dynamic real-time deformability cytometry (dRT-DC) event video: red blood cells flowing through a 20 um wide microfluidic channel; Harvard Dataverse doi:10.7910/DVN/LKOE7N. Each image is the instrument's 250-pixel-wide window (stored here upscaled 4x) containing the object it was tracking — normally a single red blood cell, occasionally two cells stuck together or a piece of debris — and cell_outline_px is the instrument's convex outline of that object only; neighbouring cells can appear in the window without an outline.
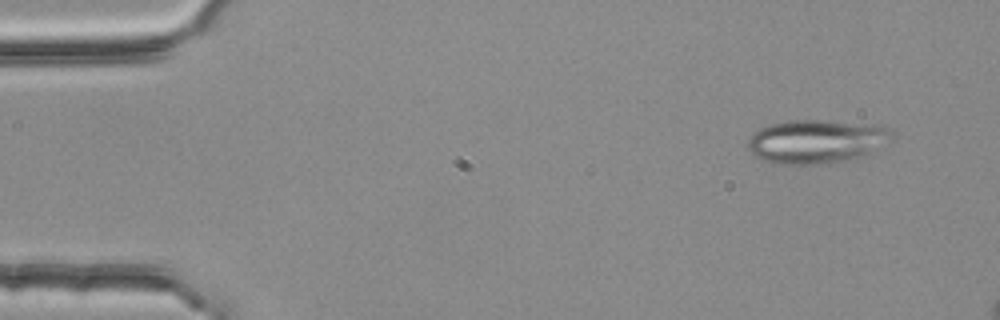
{"species": "common noctule bat (a hibernating species)", "species_latin": "Nyctalus noctula", "temperature_condition": "room temperature", "stored_images_in_passage": 3, "camera_frame_rate_fps": 3000, "um_per_image_px": 0.085, "animal": {"sex": "female", "body_mass_g": 25.1}, "frame": {"image": 1, "passage_image": 1, "time_ms": 0.0, "image_size_px": [1000, 320], "cell_outline_px": [[888, 132], [868, 152], [860, 156], [848, 160], [828, 164], [772, 164], [752, 156], [748, 148], [748, 140], [760, 128], [772, 124], [788, 120], [820, 120], [876, 124], [888, 128]], "centroid_in_image_um": [69.2, 12.03], "position_along_channel_um": 15.8, "area_um2": 35.72}}